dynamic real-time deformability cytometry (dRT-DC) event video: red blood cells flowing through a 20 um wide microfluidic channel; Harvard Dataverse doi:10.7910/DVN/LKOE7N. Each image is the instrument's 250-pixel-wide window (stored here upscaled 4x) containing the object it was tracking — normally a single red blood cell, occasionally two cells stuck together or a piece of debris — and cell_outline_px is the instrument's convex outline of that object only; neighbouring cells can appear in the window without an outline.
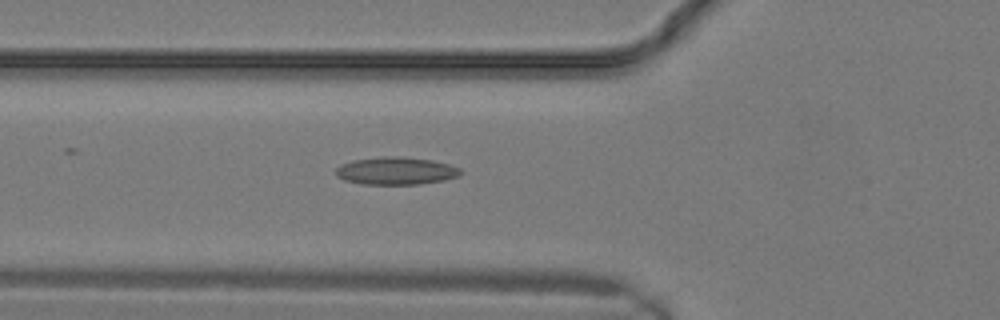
{"species": "common noctule bat (a hibernating species)", "species_latin": "Nyctalus noctula", "temperature_condition": "warm", "stored_images_in_passage": 14, "camera_frame_rate_fps": 3000, "um_per_image_px": 0.085, "animal": {"sex": "male", "body_mass_g": 19.2, "forearm_length_mm": 51.8}, "frame": {"image": 1, "passage_image": 6, "time_ms": 1.667, "image_size_px": [1000, 320], "cell_outline_px": [[464, 172], [460, 176], [444, 180], [420, 184], [364, 184], [344, 180], [336, 176], [336, 168], [340, 164], [352, 160], [392, 156], [400, 156], [432, 160], [448, 164], [460, 168]], "centroid_in_image_um": [33.68, 14.52], "position_along_channel_um": 92.1, "area_um2": 20.11}}
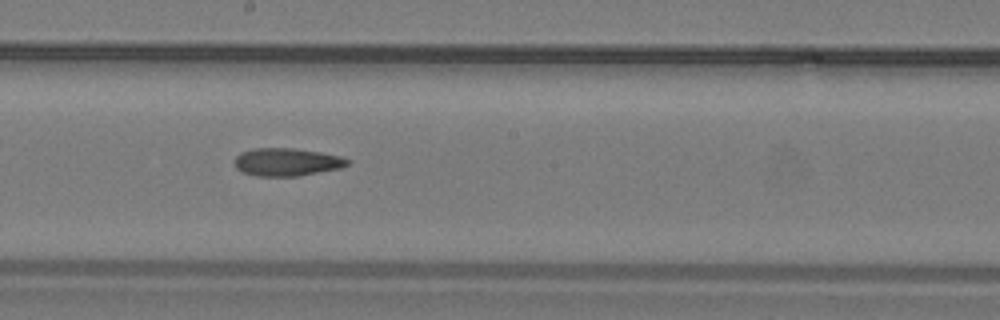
{"frame": {"image": 2, "passage_image": 11, "time_ms": 3.333, "image_size_px": [1000, 320], "cell_outline_px": [[352, 160], [348, 164], [340, 168], [296, 176], [256, 176], [244, 172], [236, 168], [236, 156], [240, 152], [252, 148], [292, 148], [320, 152], [340, 156]], "centroid_in_image_um": [24.38, 13.76], "position_along_channel_um": 223.8, "area_um2": 18.21}}
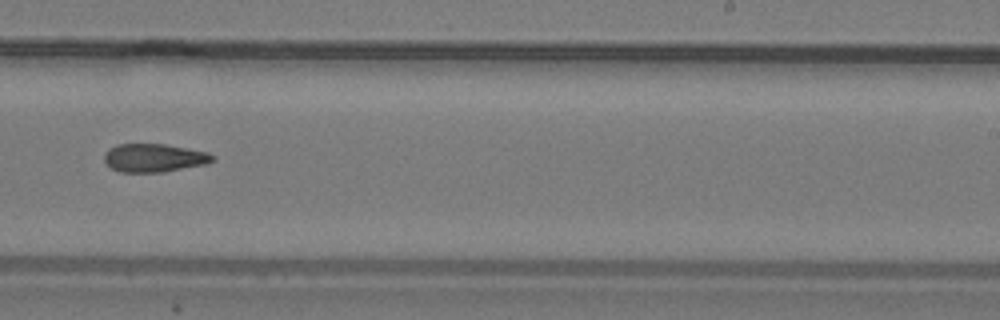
{"frame": {"image": 3, "passage_image": 13, "time_ms": 4.0, "image_size_px": [1000, 320], "cell_outline_px": [[216, 160], [204, 164], [164, 172], [120, 172], [112, 168], [104, 160], [104, 152], [108, 148], [116, 144], [164, 144], [208, 152]], "centroid_in_image_um": [13.06, 13.41], "position_along_channel_um": 275.9, "area_um2": 17.8}}